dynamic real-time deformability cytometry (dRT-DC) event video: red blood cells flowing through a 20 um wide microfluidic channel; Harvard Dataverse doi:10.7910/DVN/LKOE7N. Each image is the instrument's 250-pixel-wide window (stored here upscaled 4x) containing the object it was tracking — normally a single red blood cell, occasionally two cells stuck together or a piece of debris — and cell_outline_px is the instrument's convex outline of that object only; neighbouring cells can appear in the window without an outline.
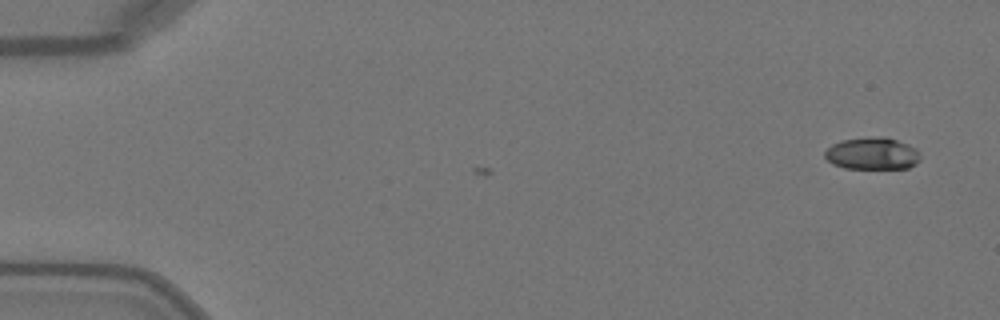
{"species": "Egyptian fruit bat (a non-hibernating species)", "species_latin": "Rousettus aegyptiacus", "temperature_condition": "warm", "stored_images_in_passage": 2, "camera_frame_rate_fps": 3000, "um_per_image_px": 0.085, "animal": {"sex": "female"}, "frame": {"image": 1, "passage_image": 2, "time_ms": 0.333, "image_size_px": [1000, 320], "cell_outline_px": [[920, 160], [916, 164], [908, 168], [844, 168], [832, 164], [824, 156], [824, 152], [832, 144], [840, 140], [872, 136], [884, 136], [908, 144], [916, 148], [920, 156]], "centroid_in_image_um": [74.14, 13.04], "position_along_channel_um": 10.9, "area_um2": 18.03}}